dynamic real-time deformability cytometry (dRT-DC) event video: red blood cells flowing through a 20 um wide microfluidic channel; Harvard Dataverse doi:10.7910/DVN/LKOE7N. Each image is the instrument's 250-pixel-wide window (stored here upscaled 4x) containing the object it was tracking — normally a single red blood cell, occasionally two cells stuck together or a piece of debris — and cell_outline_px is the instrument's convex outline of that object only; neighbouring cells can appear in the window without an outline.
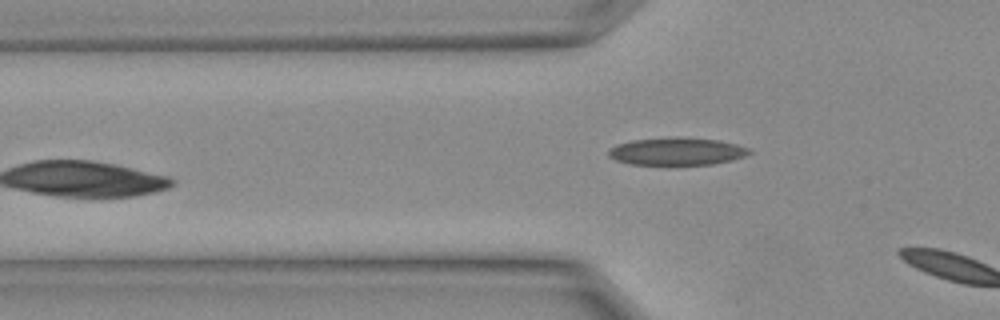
{"species": "Egyptian fruit bat (a non-hibernating species)", "species_latin": "Rousettus aegyptiacus", "temperature_condition": "warm", "stored_images_in_passage": 7, "camera_frame_rate_fps": 3000, "um_per_image_px": 0.085, "animal": {"sex": "female"}, "frame": {"image": 1, "passage_image": 7, "time_ms": 2.0, "image_size_px": [1000, 320], "cell_outline_px": [[752, 152], [744, 156], [732, 160], [712, 164], [628, 164], [616, 160], [608, 156], [608, 152], [616, 144], [632, 140], [720, 140], [752, 148]], "centroid_in_image_um": [57.56, 12.91], "position_along_channel_um": 68.2, "area_um2": 21.44}}